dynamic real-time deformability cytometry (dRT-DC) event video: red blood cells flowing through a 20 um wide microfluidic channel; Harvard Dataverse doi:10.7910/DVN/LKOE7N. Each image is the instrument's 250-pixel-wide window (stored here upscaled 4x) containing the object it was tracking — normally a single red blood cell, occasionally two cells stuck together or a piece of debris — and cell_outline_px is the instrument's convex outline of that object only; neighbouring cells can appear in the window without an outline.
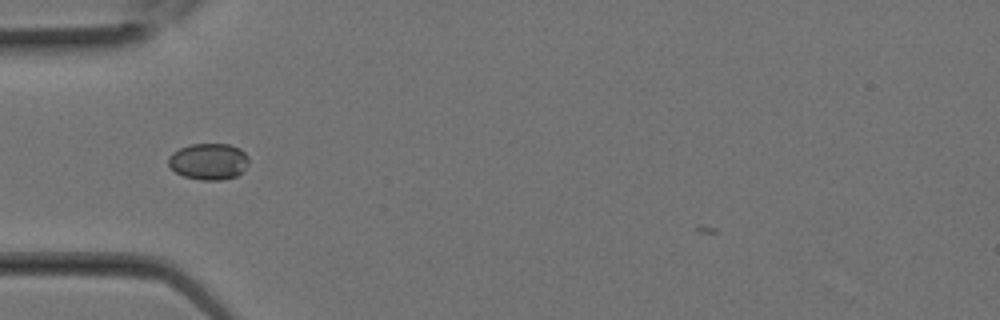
{"species": "Egyptian fruit bat (a non-hibernating species)", "species_latin": "Rousettus aegyptiacus", "temperature_condition": "room temperature", "stored_images_in_passage": 11, "camera_frame_rate_fps": 3000, "um_per_image_px": 0.085, "animal": {"sex": "female"}, "frame": {"image": 1, "passage_image": 2, "time_ms": 0.333, "image_size_px": [1000, 320], "cell_outline_px": [[248, 164], [244, 172], [236, 176], [220, 180], [200, 180], [184, 176], [176, 172], [168, 164], [168, 156], [172, 152], [180, 148], [192, 144], [228, 144], [240, 148], [248, 156]], "centroid_in_image_um": [17.75, 13.72], "position_along_channel_um": 67.2, "area_um2": 17.17}}
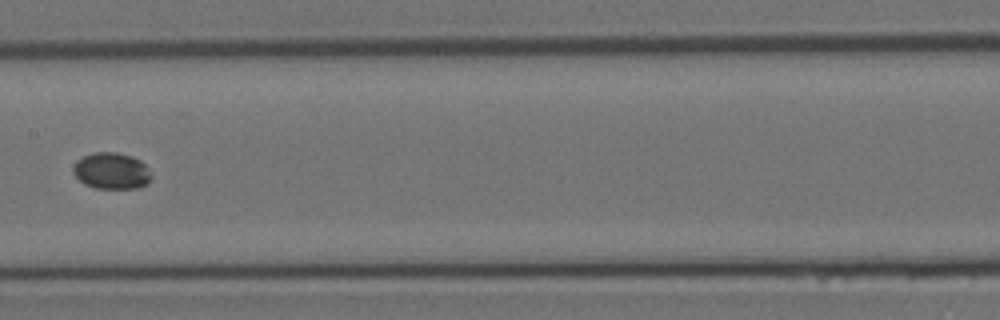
{"frame": {"image": 2, "passage_image": 7, "time_ms": 2.0, "image_size_px": [1000, 320], "cell_outline_px": [[152, 176], [148, 184], [140, 188], [96, 188], [84, 184], [72, 172], [72, 168], [76, 160], [92, 152], [116, 152], [132, 156], [140, 160], [144, 164]], "centroid_in_image_um": [9.47, 14.52], "position_along_channel_um": 197.9, "area_um2": 16.7}}
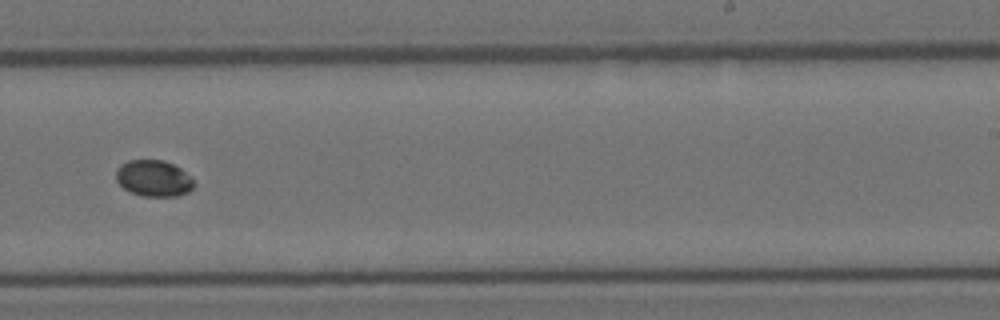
{"frame": {"image": 3, "passage_image": 10, "time_ms": 3.0, "image_size_px": [1000, 320], "cell_outline_px": [[196, 184], [188, 192], [176, 196], [144, 196], [128, 192], [116, 180], [116, 172], [120, 164], [128, 160], [164, 160], [180, 168], [192, 176]], "centroid_in_image_um": [13.08, 15.16], "position_along_channel_um": 275.9, "area_um2": 16.65}}